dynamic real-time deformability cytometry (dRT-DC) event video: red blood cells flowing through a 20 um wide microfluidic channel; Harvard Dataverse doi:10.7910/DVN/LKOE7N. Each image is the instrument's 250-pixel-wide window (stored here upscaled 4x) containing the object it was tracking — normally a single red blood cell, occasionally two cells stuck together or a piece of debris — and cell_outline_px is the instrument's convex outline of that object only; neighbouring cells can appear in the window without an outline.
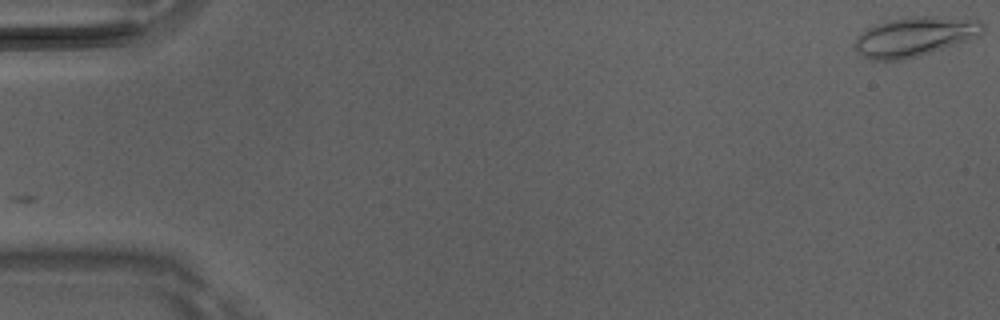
{"species": "Egyptian fruit bat (a non-hibernating species)", "species_latin": "Rousettus aegyptiacus", "temperature_condition": "room temperature", "stored_images_in_passage": 2, "camera_frame_rate_fps": 3000, "um_per_image_px": 0.085, "animal": {"sex": "male"}, "frame": {"image": 1, "passage_image": 2, "time_ms": 0.333, "image_size_px": [1000, 320], "cell_outline_px": [[984, 32], [980, 36], [968, 40], [916, 56], [900, 60], [872, 60], [856, 52], [852, 48], [856, 36], [868, 28], [876, 24], [892, 20], [916, 16], [928, 16], [980, 20], [984, 24]], "centroid_in_image_um": [77.73, 3.11], "position_along_channel_um": 7.3, "area_um2": 29.13}}